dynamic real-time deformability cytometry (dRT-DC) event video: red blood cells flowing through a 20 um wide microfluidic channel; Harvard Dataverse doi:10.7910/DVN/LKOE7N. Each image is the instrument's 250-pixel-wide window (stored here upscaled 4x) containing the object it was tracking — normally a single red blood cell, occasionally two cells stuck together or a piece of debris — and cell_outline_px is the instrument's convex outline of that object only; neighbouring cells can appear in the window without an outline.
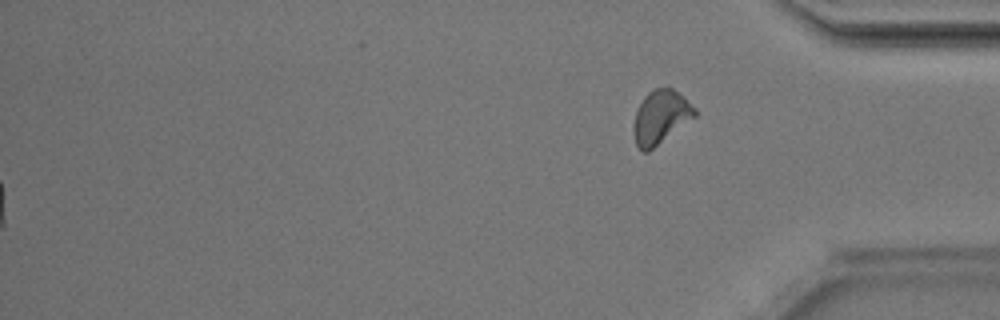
{"species": "Egyptian fruit bat (a non-hibernating species)", "species_latin": "Rousettus aegyptiacus", "temperature_condition": "room temperature", "stored_images_in_passage": 49, "segment_of_instrument_passage": [2, 2], "camera_frame_rate_fps": 3000, "um_per_image_px": 0.085, "animal": {"sex": "male"}, "frame": {"image": 1, "passage_image": 49, "time_ms": 16.0, "image_size_px": [1000, 320], "cell_outline_px": [[696, 116], [648, 152], [644, 152], [636, 144], [632, 128], [636, 112], [644, 96], [648, 92], [656, 88], [672, 88], [696, 108]], "centroid_in_image_um": [56.14, 9.96], "position_along_channel_um": 379.1, "area_um2": 18.79}}